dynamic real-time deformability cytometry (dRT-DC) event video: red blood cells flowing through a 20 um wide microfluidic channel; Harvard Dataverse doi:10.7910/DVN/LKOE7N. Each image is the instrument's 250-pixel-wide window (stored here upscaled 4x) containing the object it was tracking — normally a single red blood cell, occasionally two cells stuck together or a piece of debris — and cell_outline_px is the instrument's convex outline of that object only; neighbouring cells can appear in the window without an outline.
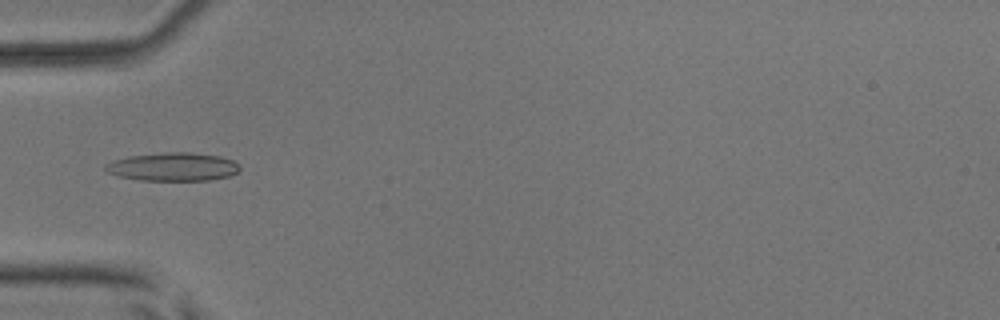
{"species": "common noctule bat (a hibernating species)", "species_latin": "Nyctalus noctula", "temperature_condition": "room temperature", "stored_images_in_passage": 5, "camera_frame_rate_fps": 3000, "um_per_image_px": 0.085, "animal": {"sex": "male", "body_mass_g": 17.9, "forearm_length_mm": 54.2}, "frame": {"image": 1, "passage_image": 5, "time_ms": 4.667, "image_size_px": [1000, 320], "cell_outline_px": [[240, 168], [236, 172], [228, 176], [208, 180], [140, 180], [120, 176], [104, 172], [104, 164], [112, 160], [128, 156], [164, 152], [188, 152], [220, 156], [232, 160]], "centroid_in_image_um": [14.62, 14.17], "position_along_channel_um": 70.4, "area_um2": 22.14}}